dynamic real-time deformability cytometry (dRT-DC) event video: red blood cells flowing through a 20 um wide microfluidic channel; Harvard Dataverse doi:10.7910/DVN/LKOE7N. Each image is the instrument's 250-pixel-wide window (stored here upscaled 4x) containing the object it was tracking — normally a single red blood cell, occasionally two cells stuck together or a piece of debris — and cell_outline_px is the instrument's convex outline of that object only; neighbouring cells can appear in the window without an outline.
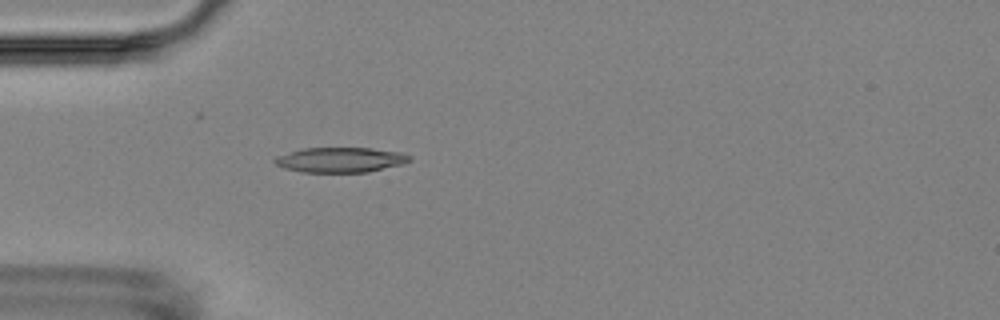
{"species": "Egyptian fruit bat (a non-hibernating species)", "species_latin": "Rousettus aegyptiacus", "temperature_condition": "room temperature", "stored_images_in_passage": 2, "camera_frame_rate_fps": 3000, "um_per_image_px": 0.085, "animal": {"sex": "female"}, "frame": {"image": 1, "passage_image": 1, "time_ms": 0.0, "image_size_px": [1000, 320], "cell_outline_px": [[412, 160], [400, 164], [368, 172], [304, 172], [284, 168], [276, 164], [272, 160], [276, 156], [304, 148], [368, 148], [400, 152], [412, 156]], "centroid_in_image_um": [28.92, 13.58], "position_along_channel_um": 56.1, "area_um2": 19.48}}